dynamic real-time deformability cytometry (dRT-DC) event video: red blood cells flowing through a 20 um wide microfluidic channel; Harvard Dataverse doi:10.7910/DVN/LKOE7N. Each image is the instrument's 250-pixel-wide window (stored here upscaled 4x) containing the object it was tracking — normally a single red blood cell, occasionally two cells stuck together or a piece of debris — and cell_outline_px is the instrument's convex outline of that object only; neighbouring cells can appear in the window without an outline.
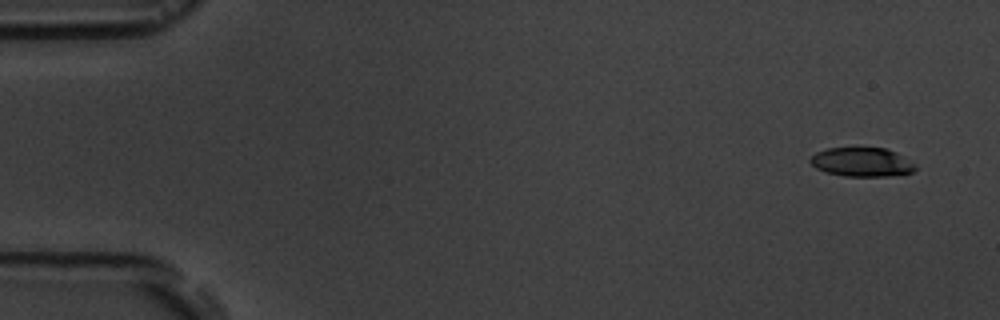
{"species": "common noctule bat (a hibernating species)", "species_latin": "Nyctalus noctula", "temperature_condition": "room temperature", "stored_images_in_passage": 6, "segment_of_instrument_passage": [1, 2], "camera_frame_rate_fps": 3000, "um_per_image_px": 0.085, "animal": {"sex": "male", "body_mass_g": 19.5, "forearm_length_mm": 54.6}, "frame": {"image": 1, "passage_image": 1, "time_ms": 0.0, "image_size_px": [1000, 320], "cell_outline_px": [[916, 168], [912, 172], [904, 176], [844, 176], [828, 172], [816, 168], [808, 160], [816, 152], [828, 148], [884, 148], [896, 152], [912, 164]], "centroid_in_image_um": [73.25, 13.79], "position_along_channel_um": 11.7, "area_um2": 17.63}}
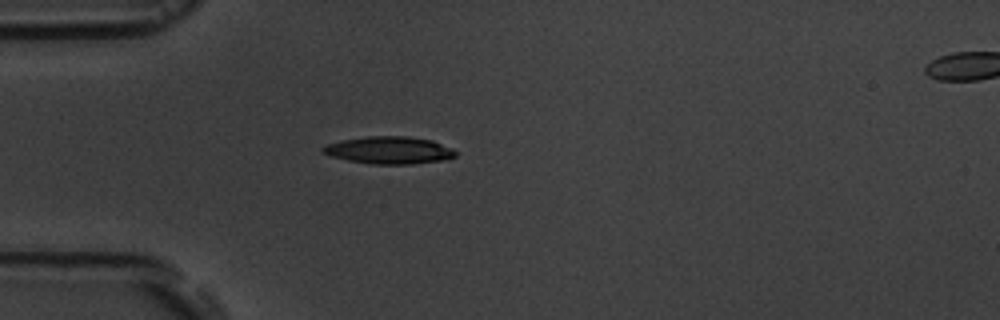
{"frame": {"image": 2, "passage_image": 5, "time_ms": 4.333, "image_size_px": [1000, 320], "cell_outline_px": [[456, 156], [448, 160], [412, 164], [372, 164], [348, 160], [332, 156], [324, 152], [320, 148], [328, 144], [340, 140], [368, 136], [408, 136], [432, 140], [452, 148], [456, 152]], "centroid_in_image_um": [33.13, 12.77], "position_along_channel_um": 51.9, "area_um2": 21.21}}